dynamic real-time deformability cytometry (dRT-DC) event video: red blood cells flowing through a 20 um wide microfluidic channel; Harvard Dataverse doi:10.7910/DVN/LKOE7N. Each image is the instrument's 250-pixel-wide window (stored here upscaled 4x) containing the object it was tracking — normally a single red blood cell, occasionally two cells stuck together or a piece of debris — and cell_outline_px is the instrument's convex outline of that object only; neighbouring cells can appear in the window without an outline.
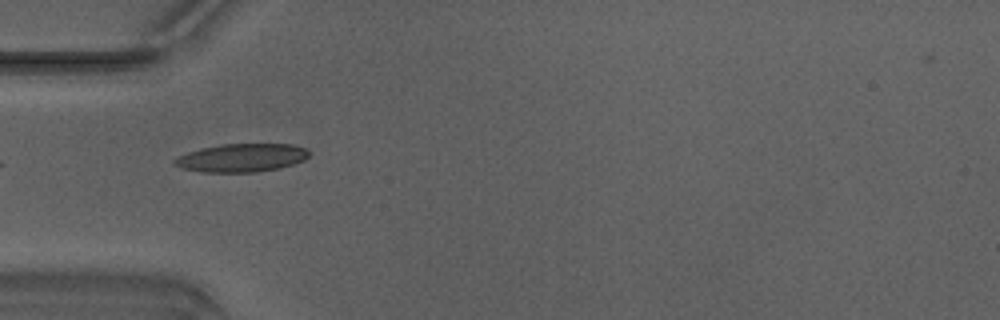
{"species": "Egyptian fruit bat (a non-hibernating species)", "species_latin": "Rousettus aegyptiacus", "temperature_condition": "warm", "stored_images_in_passage": 34, "camera_frame_rate_fps": 3000, "um_per_image_px": 0.085, "animal": {"sex": "male"}, "frame": {"image": 1, "passage_image": 1, "time_ms": 0.0, "image_size_px": [1000, 320], "cell_outline_px": [[312, 152], [304, 160], [280, 168], [256, 172], [204, 172], [184, 168], [172, 164], [172, 160], [188, 152], [200, 148], [224, 144], [292, 144], [304, 148]], "centroid_in_image_um": [20.55, 13.41], "position_along_channel_um": 64.4, "area_um2": 22.08}}
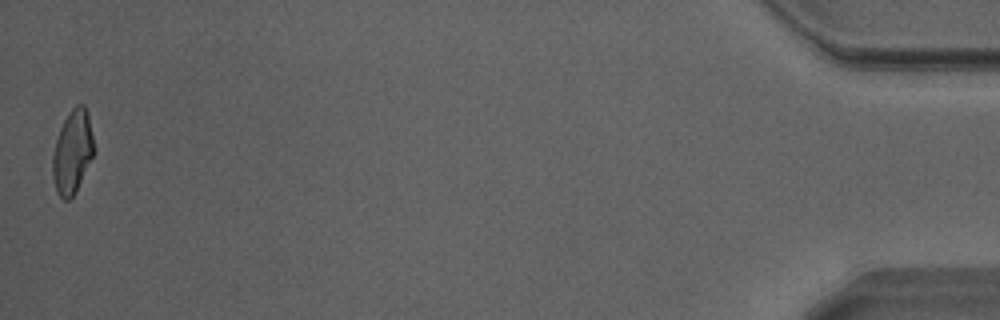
{"frame": {"image": 2, "passage_image": 34, "time_ms": 11.0, "image_size_px": [1000, 320], "cell_outline_px": [[92, 156], [76, 192], [68, 200], [64, 200], [56, 192], [52, 176], [52, 156], [56, 140], [60, 128], [64, 120], [72, 108], [76, 104], [84, 104], [88, 112], [92, 136]], "centroid_in_image_um": [6.12, 12.91], "position_along_channel_um": 429.1, "area_um2": 19.77}, "authors_computed_cell_mechanics": {"area_um2": 20.3745, "velocity_mm_per_s": 4.2187, "shape_relaxation_time_tau1_ms": 7.7091, "shape_relaxation_time_tau2_ms": 1.6061, "deformation_change_tau1": 0.2381, "deformation_change_tau2": 0.0847}}